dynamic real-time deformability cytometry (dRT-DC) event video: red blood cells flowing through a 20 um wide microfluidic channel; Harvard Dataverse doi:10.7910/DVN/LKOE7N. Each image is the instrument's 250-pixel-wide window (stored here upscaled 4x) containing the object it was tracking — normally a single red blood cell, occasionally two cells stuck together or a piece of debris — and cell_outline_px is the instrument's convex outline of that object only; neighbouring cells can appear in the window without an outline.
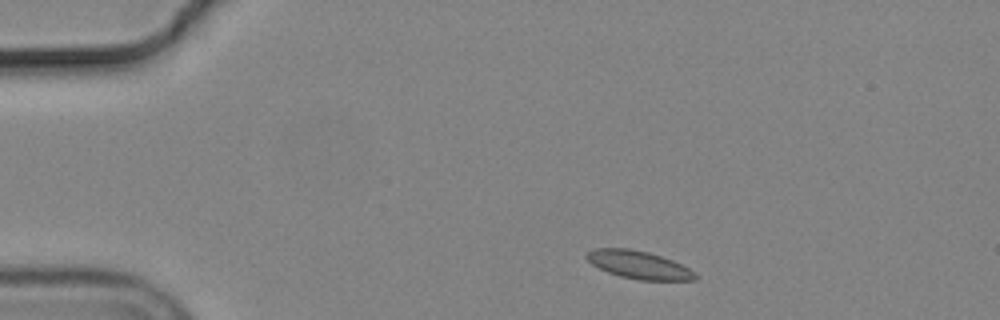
{"species": "common noctule bat (a hibernating species)", "species_latin": "Nyctalus noctula", "temperature_condition": "cold", "stored_images_in_passage": 47, "camera_frame_rate_fps": 3000, "um_per_image_px": 0.085, "animal": {"sex": "male", "body_mass_g": 19.2, "forearm_length_mm": 51.8}, "frame": {"image": 1, "passage_image": 1, "time_ms": 0.0, "image_size_px": [1000, 320], "cell_outline_px": [[700, 276], [696, 280], [640, 280], [620, 276], [608, 272], [592, 264], [584, 256], [588, 252], [596, 248], [628, 248], [648, 252], [672, 260], [696, 272]], "centroid_in_image_um": [54.32, 22.51], "position_along_channel_um": 30.7, "area_um2": 17.57}}
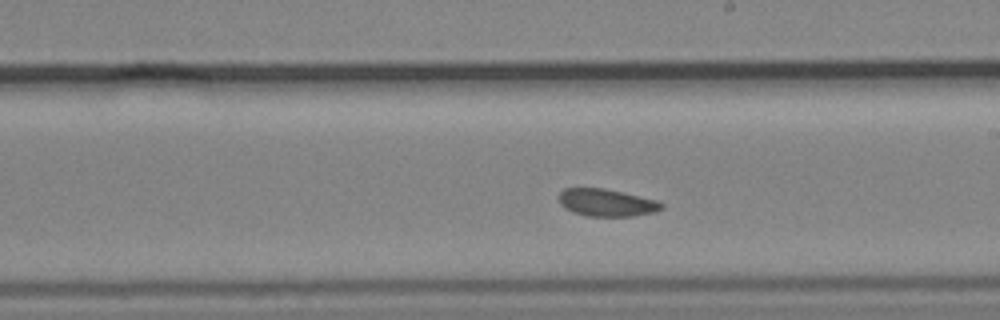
{"frame": {"image": 2, "passage_image": 23, "time_ms": 7.333, "image_size_px": [1000, 320], "cell_outline_px": [[664, 208], [652, 212], [632, 216], [588, 216], [572, 212], [564, 208], [560, 204], [560, 192], [564, 188], [604, 188], [656, 200], [664, 204]], "centroid_in_image_um": [51.54, 17.22], "position_along_channel_um": 237.5, "area_um2": 16.24}}
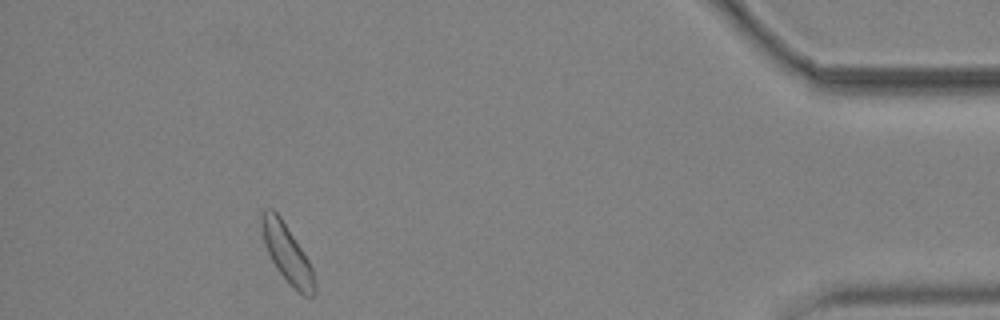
{"frame": {"image": 3, "passage_image": 42, "time_ms": 13.667, "image_size_px": [1000, 320], "cell_outline_px": [[316, 296], [304, 296], [296, 292], [288, 284], [276, 268], [268, 252], [264, 240], [260, 224], [260, 212], [268, 208], [272, 208], [280, 216], [308, 260], [312, 268], [316, 288]], "centroid_in_image_um": [24.4, 21.58], "position_along_channel_um": 410.8, "area_um2": 17.86}, "authors_computed_cell_mechanics": {"area_um2": 17.1088, "velocity_mm_per_s": 3.6353, "shape_relaxation_time_tau1_ms": 2.1795, "shape_relaxation_time_tau2_ms": 6.0466, "deformation_change_tau1": 0.0641, "deformation_change_tau2": 0.1073}}